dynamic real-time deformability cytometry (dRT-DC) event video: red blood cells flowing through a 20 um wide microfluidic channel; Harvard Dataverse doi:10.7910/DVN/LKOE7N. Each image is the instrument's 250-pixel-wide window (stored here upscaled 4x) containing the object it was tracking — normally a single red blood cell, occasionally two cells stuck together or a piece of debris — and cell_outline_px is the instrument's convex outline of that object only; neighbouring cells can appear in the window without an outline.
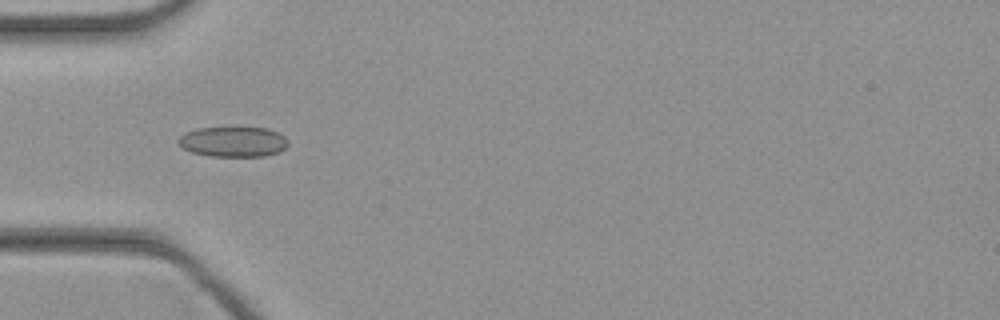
{"species": "common noctule bat (a hibernating species)", "species_latin": "Nyctalus noctula", "temperature_condition": "cold", "stored_images_in_passage": 45, "camera_frame_rate_fps": 3000, "um_per_image_px": 0.085, "animal": {"sex": "female", "body_mass_g": 21.9}, "frame": {"image": 1, "passage_image": 14, "time_ms": 4.333, "image_size_px": [1000, 320], "cell_outline_px": [[288, 144], [284, 148], [276, 152], [264, 156], [208, 156], [192, 152], [184, 148], [176, 140], [184, 132], [196, 128], [232, 124], [268, 128], [284, 136], [288, 140]], "centroid_in_image_um": [19.78, 11.98], "position_along_channel_um": 65.2, "area_um2": 20.23}}
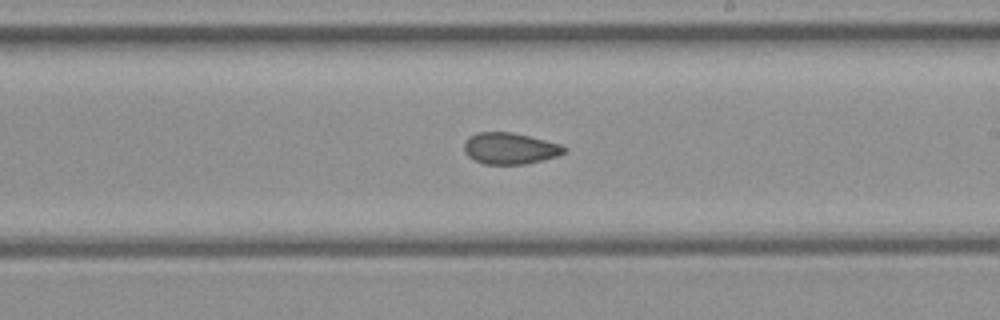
{"frame": {"image": 2, "passage_image": 26, "time_ms": 8.333, "image_size_px": [1000, 320], "cell_outline_px": [[568, 152], [544, 160], [524, 164], [484, 164], [468, 156], [464, 152], [464, 144], [468, 136], [476, 132], [512, 132], [560, 144], [568, 148]], "centroid_in_image_um": [43.35, 12.61], "position_along_channel_um": 245.7, "area_um2": 18.38}}
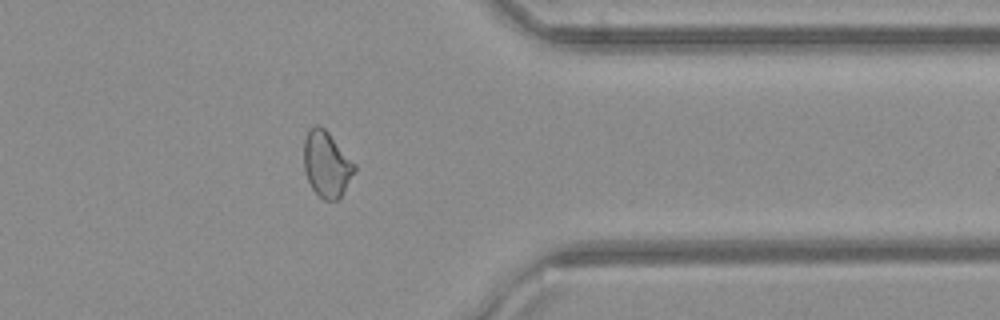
{"frame": {"image": 3, "passage_image": 36, "time_ms": 11.667, "image_size_px": [1000, 320], "cell_outline_px": [[356, 172], [340, 200], [324, 200], [312, 188], [308, 180], [304, 168], [304, 140], [308, 132], [316, 124], [320, 124], [328, 132], [356, 164]], "centroid_in_image_um": [27.8, 13.98], "position_along_channel_um": 383.6, "area_um2": 19.54}}